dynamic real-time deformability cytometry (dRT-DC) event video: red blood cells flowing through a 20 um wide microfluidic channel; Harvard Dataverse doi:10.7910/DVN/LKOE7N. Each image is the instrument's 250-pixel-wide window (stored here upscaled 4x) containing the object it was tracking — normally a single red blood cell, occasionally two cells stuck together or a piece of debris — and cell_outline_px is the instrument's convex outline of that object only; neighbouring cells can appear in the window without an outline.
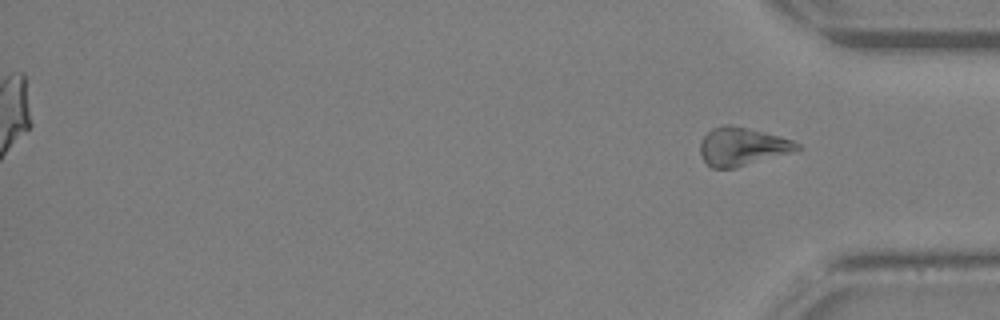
{"species": "Egyptian fruit bat (a non-hibernating species)", "species_latin": "Rousettus aegyptiacus", "temperature_condition": "warm", "stored_images_in_passage": 22, "segment_of_instrument_passage": [2, 2], "camera_frame_rate_fps": 3000, "um_per_image_px": 0.085, "animal": {"sex": "female"}, "frame": {"image": 1, "passage_image": 22, "time_ms": 7.0, "image_size_px": [1000, 320], "cell_outline_px": [[804, 148], [792, 152], [736, 168], [712, 168], [700, 156], [700, 140], [712, 128], [724, 124], [728, 124], [764, 132], [780, 136], [792, 140], [800, 144]], "centroid_in_image_um": [63.09, 12.46], "position_along_channel_um": 372.1, "area_um2": 21.62}}